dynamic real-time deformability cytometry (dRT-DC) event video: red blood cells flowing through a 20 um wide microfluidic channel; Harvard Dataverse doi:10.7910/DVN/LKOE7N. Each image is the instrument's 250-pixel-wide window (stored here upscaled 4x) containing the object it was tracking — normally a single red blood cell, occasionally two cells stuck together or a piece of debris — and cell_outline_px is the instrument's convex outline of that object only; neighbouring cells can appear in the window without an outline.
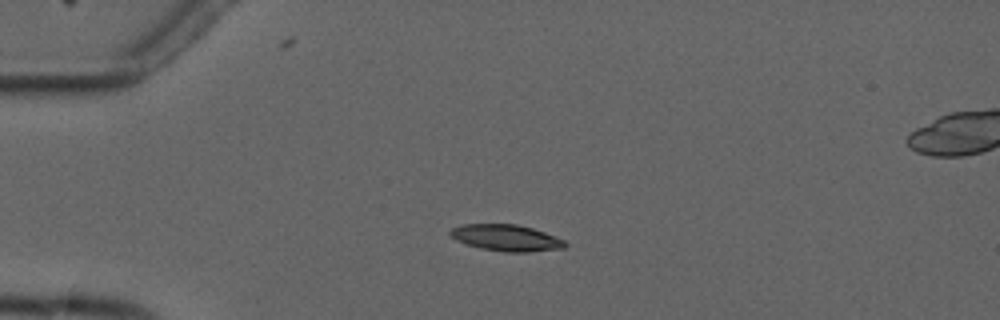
{"species": "common noctule bat (a hibernating species)", "species_latin": "Nyctalus noctula", "temperature_condition": "cold", "stored_images_in_passage": 5, "camera_frame_rate_fps": 3000, "um_per_image_px": 0.085, "animal": {"sex": "male", "forearm_length_mm": 52.5}, "frame": {"image": 1, "passage_image": 4, "time_ms": 3.333, "image_size_px": [1000, 320], "cell_outline_px": [[568, 244], [564, 248], [528, 252], [504, 252], [480, 248], [456, 240], [448, 232], [452, 228], [464, 224], [516, 224], [532, 228], [556, 236], [564, 240]], "centroid_in_image_um": [43.05, 20.22], "position_along_channel_um": 41.9, "area_um2": 17.63}}